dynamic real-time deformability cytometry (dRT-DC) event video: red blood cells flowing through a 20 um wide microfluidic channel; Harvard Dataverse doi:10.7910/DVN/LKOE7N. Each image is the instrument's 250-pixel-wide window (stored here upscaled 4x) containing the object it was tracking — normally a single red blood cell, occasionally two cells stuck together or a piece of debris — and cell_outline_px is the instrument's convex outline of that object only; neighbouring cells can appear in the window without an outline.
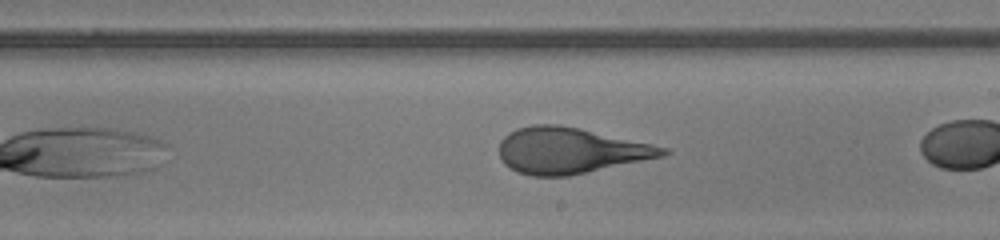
{"species": "human", "species_latin": "Homo sapiens", "temperature_condition": "room temperature", "stored_images_in_passage": 27, "camera_frame_rate_fps": 3000, "um_per_image_px": 0.085, "donor": {"sex": "male"}, "frame": {"image": 1, "passage_image": 16, "time_ms": 5.0, "image_size_px": [1000, 240], "cell_outline_px": [[672, 152], [664, 156], [568, 176], [532, 176], [516, 172], [504, 164], [500, 160], [500, 140], [508, 132], [516, 128], [532, 124], [560, 124], [580, 128], [652, 144], [668, 148]], "centroid_in_image_um": [48.44, 12.79], "position_along_channel_um": 240.6, "area_um2": 43.99}}